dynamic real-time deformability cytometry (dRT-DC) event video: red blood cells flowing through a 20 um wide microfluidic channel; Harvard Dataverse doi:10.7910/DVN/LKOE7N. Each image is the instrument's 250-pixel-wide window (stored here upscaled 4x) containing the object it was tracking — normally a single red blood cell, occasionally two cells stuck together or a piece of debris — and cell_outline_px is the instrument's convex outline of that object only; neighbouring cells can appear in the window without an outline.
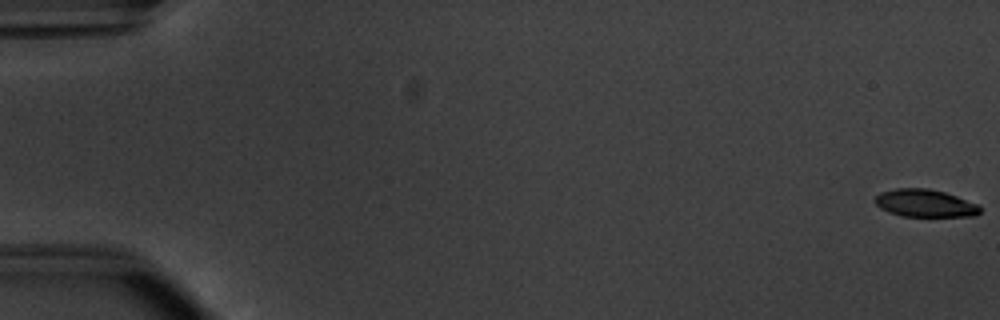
{"species": "common noctule bat (a hibernating species)", "species_latin": "Nyctalus noctula", "temperature_condition": "warm", "stored_images_in_passage": 51, "camera_frame_rate_fps": 3000, "um_per_image_px": 0.085, "animal": {"sex": "male", "body_mass_g": 20.1, "forearm_length_mm": 53.5}, "frame": {"image": 1, "passage_image": 1, "time_ms": 0.0, "image_size_px": [1000, 320], "cell_outline_px": [[980, 212], [976, 216], [900, 216], [888, 212], [880, 208], [872, 200], [880, 192], [896, 188], [928, 188], [944, 192], [980, 204]], "centroid_in_image_um": [78.61, 17.27], "position_along_channel_um": 6.4, "area_um2": 17.05}}
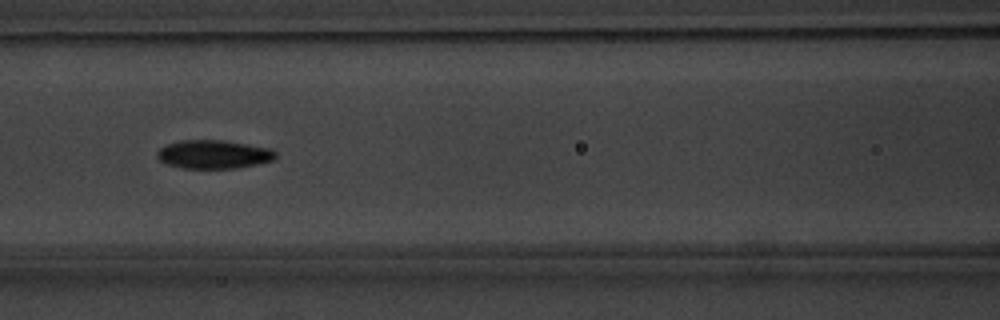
{"frame": {"image": 2, "passage_image": 25, "time_ms": 8.0, "image_size_px": [1000, 320], "cell_outline_px": [[276, 156], [272, 160], [256, 164], [236, 168], [180, 168], [168, 164], [160, 160], [156, 156], [156, 152], [160, 148], [168, 144], [180, 140], [224, 140], [268, 148], [276, 152]], "centroid_in_image_um": [18.12, 13.12], "position_along_channel_um": 148.5, "area_um2": 19.54}}
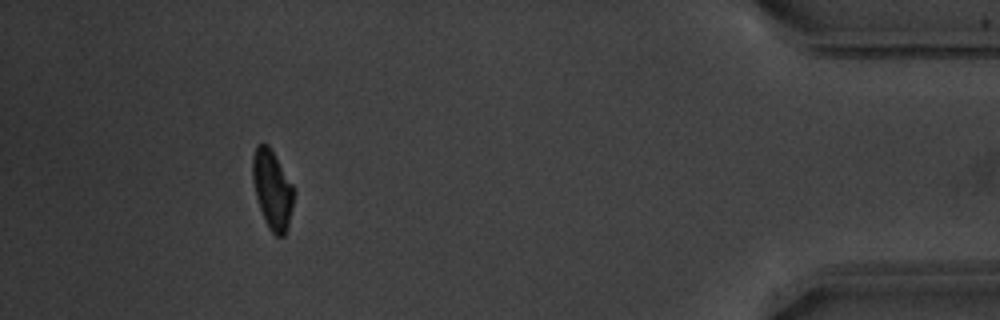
{"frame": {"image": 3, "passage_image": 50, "time_ms": 16.333, "image_size_px": [1000, 320], "cell_outline_px": [[292, 208], [288, 228], [284, 236], [276, 236], [272, 232], [264, 220], [256, 196], [252, 180], [252, 156], [256, 144], [268, 144], [292, 184]], "centroid_in_image_um": [23.11, 16.11], "position_along_channel_um": 412.1, "area_um2": 18.67}}